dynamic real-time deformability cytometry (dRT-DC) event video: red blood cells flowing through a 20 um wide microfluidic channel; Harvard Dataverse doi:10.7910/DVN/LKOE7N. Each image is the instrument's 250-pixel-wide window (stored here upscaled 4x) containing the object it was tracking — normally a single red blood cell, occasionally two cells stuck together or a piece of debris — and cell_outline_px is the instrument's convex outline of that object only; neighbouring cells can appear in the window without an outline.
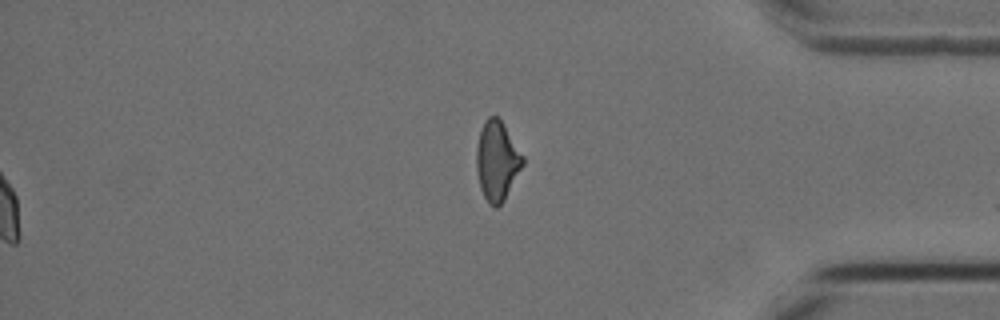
{"species": "Egyptian fruit bat (a non-hibernating species)", "species_latin": "Rousettus aegyptiacus", "temperature_condition": "cold", "stored_images_in_passage": 58, "segment_of_instrument_passage": [2, 2], "camera_frame_rate_fps": 3000, "um_per_image_px": 0.085, "animal": {"sex": "female"}, "frame": {"image": 1, "passage_image": 58, "time_ms": 19.0, "image_size_px": [1000, 320], "cell_outline_px": [[524, 164], [504, 200], [496, 208], [492, 208], [488, 204], [480, 188], [476, 168], [476, 148], [480, 132], [484, 120], [488, 116], [500, 116], [524, 156]], "centroid_in_image_um": [42.25, 13.65], "position_along_channel_um": 392.9, "area_um2": 21.79}}